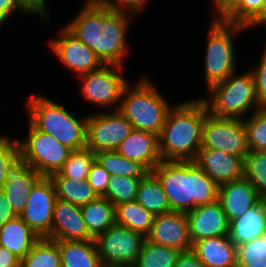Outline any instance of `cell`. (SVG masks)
I'll list each match as a JSON object with an SVG mask.
<instances>
[{"mask_svg": "<svg viewBox=\"0 0 266 267\" xmlns=\"http://www.w3.org/2000/svg\"><path fill=\"white\" fill-rule=\"evenodd\" d=\"M237 267H266V235L237 246Z\"/></svg>", "mask_w": 266, "mask_h": 267, "instance_id": "cell-40", "label": "cell"}, {"mask_svg": "<svg viewBox=\"0 0 266 267\" xmlns=\"http://www.w3.org/2000/svg\"><path fill=\"white\" fill-rule=\"evenodd\" d=\"M109 179L110 174L95 159L91 165L87 180L98 196H102L105 193Z\"/></svg>", "mask_w": 266, "mask_h": 267, "instance_id": "cell-44", "label": "cell"}, {"mask_svg": "<svg viewBox=\"0 0 266 267\" xmlns=\"http://www.w3.org/2000/svg\"><path fill=\"white\" fill-rule=\"evenodd\" d=\"M240 71L237 70L224 81L211 86L206 91L208 96L199 97L206 104L210 115L218 118L244 119L262 108L250 70Z\"/></svg>", "mask_w": 266, "mask_h": 267, "instance_id": "cell-6", "label": "cell"}, {"mask_svg": "<svg viewBox=\"0 0 266 267\" xmlns=\"http://www.w3.org/2000/svg\"><path fill=\"white\" fill-rule=\"evenodd\" d=\"M41 237L18 215L0 228V246L22 260Z\"/></svg>", "mask_w": 266, "mask_h": 267, "instance_id": "cell-25", "label": "cell"}, {"mask_svg": "<svg viewBox=\"0 0 266 267\" xmlns=\"http://www.w3.org/2000/svg\"><path fill=\"white\" fill-rule=\"evenodd\" d=\"M94 161L95 153L88 147L72 150L62 168L50 177H65L73 180L88 179V174Z\"/></svg>", "mask_w": 266, "mask_h": 267, "instance_id": "cell-34", "label": "cell"}, {"mask_svg": "<svg viewBox=\"0 0 266 267\" xmlns=\"http://www.w3.org/2000/svg\"><path fill=\"white\" fill-rule=\"evenodd\" d=\"M95 159L110 176L143 178L149 172L139 162L122 156L116 150L95 153Z\"/></svg>", "mask_w": 266, "mask_h": 267, "instance_id": "cell-31", "label": "cell"}, {"mask_svg": "<svg viewBox=\"0 0 266 267\" xmlns=\"http://www.w3.org/2000/svg\"><path fill=\"white\" fill-rule=\"evenodd\" d=\"M49 0H17L19 5L31 16L39 18L43 26L51 24L52 17L49 11ZM39 16V17H38Z\"/></svg>", "mask_w": 266, "mask_h": 267, "instance_id": "cell-43", "label": "cell"}, {"mask_svg": "<svg viewBox=\"0 0 266 267\" xmlns=\"http://www.w3.org/2000/svg\"><path fill=\"white\" fill-rule=\"evenodd\" d=\"M116 224L143 234H149L155 216L136 201L122 203L115 207Z\"/></svg>", "mask_w": 266, "mask_h": 267, "instance_id": "cell-29", "label": "cell"}, {"mask_svg": "<svg viewBox=\"0 0 266 267\" xmlns=\"http://www.w3.org/2000/svg\"><path fill=\"white\" fill-rule=\"evenodd\" d=\"M192 244L198 240L228 235L229 221L218 200L186 213Z\"/></svg>", "mask_w": 266, "mask_h": 267, "instance_id": "cell-16", "label": "cell"}, {"mask_svg": "<svg viewBox=\"0 0 266 267\" xmlns=\"http://www.w3.org/2000/svg\"><path fill=\"white\" fill-rule=\"evenodd\" d=\"M194 162L218 185L244 176V158L216 149H200Z\"/></svg>", "mask_w": 266, "mask_h": 267, "instance_id": "cell-17", "label": "cell"}, {"mask_svg": "<svg viewBox=\"0 0 266 267\" xmlns=\"http://www.w3.org/2000/svg\"><path fill=\"white\" fill-rule=\"evenodd\" d=\"M80 208L86 228L94 239L116 223L115 206L106 198L99 196Z\"/></svg>", "mask_w": 266, "mask_h": 267, "instance_id": "cell-27", "label": "cell"}, {"mask_svg": "<svg viewBox=\"0 0 266 267\" xmlns=\"http://www.w3.org/2000/svg\"><path fill=\"white\" fill-rule=\"evenodd\" d=\"M135 201L154 216L171 212L163 185L153 172H148L142 178Z\"/></svg>", "mask_w": 266, "mask_h": 267, "instance_id": "cell-28", "label": "cell"}, {"mask_svg": "<svg viewBox=\"0 0 266 267\" xmlns=\"http://www.w3.org/2000/svg\"><path fill=\"white\" fill-rule=\"evenodd\" d=\"M266 235V199L229 222L228 236L236 246Z\"/></svg>", "mask_w": 266, "mask_h": 267, "instance_id": "cell-23", "label": "cell"}, {"mask_svg": "<svg viewBox=\"0 0 266 267\" xmlns=\"http://www.w3.org/2000/svg\"><path fill=\"white\" fill-rule=\"evenodd\" d=\"M63 26L96 54V38L104 32V6L85 0Z\"/></svg>", "mask_w": 266, "mask_h": 267, "instance_id": "cell-20", "label": "cell"}, {"mask_svg": "<svg viewBox=\"0 0 266 267\" xmlns=\"http://www.w3.org/2000/svg\"><path fill=\"white\" fill-rule=\"evenodd\" d=\"M205 40V50H203V79L206 89L224 81L238 68V55L235 54L236 40L248 28L229 23L223 19H210Z\"/></svg>", "mask_w": 266, "mask_h": 267, "instance_id": "cell-5", "label": "cell"}, {"mask_svg": "<svg viewBox=\"0 0 266 267\" xmlns=\"http://www.w3.org/2000/svg\"><path fill=\"white\" fill-rule=\"evenodd\" d=\"M174 267H205V265L191 249L179 254Z\"/></svg>", "mask_w": 266, "mask_h": 267, "instance_id": "cell-48", "label": "cell"}, {"mask_svg": "<svg viewBox=\"0 0 266 267\" xmlns=\"http://www.w3.org/2000/svg\"><path fill=\"white\" fill-rule=\"evenodd\" d=\"M26 15L29 17V14L19 5L17 0H0V29L4 26L7 27V23H11L14 16L16 20L21 19L22 21V17L24 19L27 17Z\"/></svg>", "mask_w": 266, "mask_h": 267, "instance_id": "cell-45", "label": "cell"}, {"mask_svg": "<svg viewBox=\"0 0 266 267\" xmlns=\"http://www.w3.org/2000/svg\"><path fill=\"white\" fill-rule=\"evenodd\" d=\"M152 172L163 185L171 211L188 213L217 200L219 186L194 161L162 160Z\"/></svg>", "mask_w": 266, "mask_h": 267, "instance_id": "cell-2", "label": "cell"}, {"mask_svg": "<svg viewBox=\"0 0 266 267\" xmlns=\"http://www.w3.org/2000/svg\"><path fill=\"white\" fill-rule=\"evenodd\" d=\"M54 182L57 198L82 207L96 200L99 196L88 180H77L65 177H50Z\"/></svg>", "mask_w": 266, "mask_h": 267, "instance_id": "cell-30", "label": "cell"}, {"mask_svg": "<svg viewBox=\"0 0 266 267\" xmlns=\"http://www.w3.org/2000/svg\"><path fill=\"white\" fill-rule=\"evenodd\" d=\"M201 149H216L245 159L249 148L244 119L218 118L208 114L202 128Z\"/></svg>", "mask_w": 266, "mask_h": 267, "instance_id": "cell-12", "label": "cell"}, {"mask_svg": "<svg viewBox=\"0 0 266 267\" xmlns=\"http://www.w3.org/2000/svg\"><path fill=\"white\" fill-rule=\"evenodd\" d=\"M100 267H135L134 264H106L102 263Z\"/></svg>", "mask_w": 266, "mask_h": 267, "instance_id": "cell-50", "label": "cell"}, {"mask_svg": "<svg viewBox=\"0 0 266 267\" xmlns=\"http://www.w3.org/2000/svg\"><path fill=\"white\" fill-rule=\"evenodd\" d=\"M263 2V27L266 29V0H262Z\"/></svg>", "mask_w": 266, "mask_h": 267, "instance_id": "cell-51", "label": "cell"}, {"mask_svg": "<svg viewBox=\"0 0 266 267\" xmlns=\"http://www.w3.org/2000/svg\"><path fill=\"white\" fill-rule=\"evenodd\" d=\"M226 22L242 25L249 30L263 28L262 0H240L239 4L223 19Z\"/></svg>", "mask_w": 266, "mask_h": 267, "instance_id": "cell-35", "label": "cell"}, {"mask_svg": "<svg viewBox=\"0 0 266 267\" xmlns=\"http://www.w3.org/2000/svg\"><path fill=\"white\" fill-rule=\"evenodd\" d=\"M124 67L103 65L98 70L77 77L78 91L84 104L96 106L100 112L118 110L122 93L131 82L125 75Z\"/></svg>", "mask_w": 266, "mask_h": 267, "instance_id": "cell-7", "label": "cell"}, {"mask_svg": "<svg viewBox=\"0 0 266 267\" xmlns=\"http://www.w3.org/2000/svg\"><path fill=\"white\" fill-rule=\"evenodd\" d=\"M43 90L32 92L24 102L26 120L37 130L53 136L59 143L72 150L86 147L87 117L76 116L74 111L52 97L45 95Z\"/></svg>", "mask_w": 266, "mask_h": 267, "instance_id": "cell-3", "label": "cell"}, {"mask_svg": "<svg viewBox=\"0 0 266 267\" xmlns=\"http://www.w3.org/2000/svg\"><path fill=\"white\" fill-rule=\"evenodd\" d=\"M133 130V125L118 110L89 112L86 147L94 153L117 150Z\"/></svg>", "mask_w": 266, "mask_h": 267, "instance_id": "cell-10", "label": "cell"}, {"mask_svg": "<svg viewBox=\"0 0 266 267\" xmlns=\"http://www.w3.org/2000/svg\"><path fill=\"white\" fill-rule=\"evenodd\" d=\"M145 239L143 234L115 223L95 242L102 263L134 264Z\"/></svg>", "mask_w": 266, "mask_h": 267, "instance_id": "cell-13", "label": "cell"}, {"mask_svg": "<svg viewBox=\"0 0 266 267\" xmlns=\"http://www.w3.org/2000/svg\"><path fill=\"white\" fill-rule=\"evenodd\" d=\"M146 75H138L135 82H130L125 87L118 111L134 129L159 136L175 103L172 104L170 99H166L164 91L158 90L150 75Z\"/></svg>", "mask_w": 266, "mask_h": 267, "instance_id": "cell-4", "label": "cell"}, {"mask_svg": "<svg viewBox=\"0 0 266 267\" xmlns=\"http://www.w3.org/2000/svg\"><path fill=\"white\" fill-rule=\"evenodd\" d=\"M41 177L35 169L20 162L4 183L2 190L17 215L24 210L28 194Z\"/></svg>", "mask_w": 266, "mask_h": 267, "instance_id": "cell-24", "label": "cell"}, {"mask_svg": "<svg viewBox=\"0 0 266 267\" xmlns=\"http://www.w3.org/2000/svg\"><path fill=\"white\" fill-rule=\"evenodd\" d=\"M266 42V41H264ZM264 45V49H261V55L259 54V58L257 57V62L255 65L250 67L249 70L254 79V85L256 88V95L258 101L262 107L266 106V43Z\"/></svg>", "mask_w": 266, "mask_h": 267, "instance_id": "cell-41", "label": "cell"}, {"mask_svg": "<svg viewBox=\"0 0 266 267\" xmlns=\"http://www.w3.org/2000/svg\"><path fill=\"white\" fill-rule=\"evenodd\" d=\"M61 267H100L95 240H59Z\"/></svg>", "mask_w": 266, "mask_h": 267, "instance_id": "cell-26", "label": "cell"}, {"mask_svg": "<svg viewBox=\"0 0 266 267\" xmlns=\"http://www.w3.org/2000/svg\"><path fill=\"white\" fill-rule=\"evenodd\" d=\"M141 180L142 178L112 175L105 193L101 197L108 199L115 207L122 203L135 201Z\"/></svg>", "mask_w": 266, "mask_h": 267, "instance_id": "cell-36", "label": "cell"}, {"mask_svg": "<svg viewBox=\"0 0 266 267\" xmlns=\"http://www.w3.org/2000/svg\"><path fill=\"white\" fill-rule=\"evenodd\" d=\"M17 216L11 204L8 202L5 193L0 189V228Z\"/></svg>", "mask_w": 266, "mask_h": 267, "instance_id": "cell-47", "label": "cell"}, {"mask_svg": "<svg viewBox=\"0 0 266 267\" xmlns=\"http://www.w3.org/2000/svg\"><path fill=\"white\" fill-rule=\"evenodd\" d=\"M244 176L266 199V151H249L244 159Z\"/></svg>", "mask_w": 266, "mask_h": 267, "instance_id": "cell-37", "label": "cell"}, {"mask_svg": "<svg viewBox=\"0 0 266 267\" xmlns=\"http://www.w3.org/2000/svg\"><path fill=\"white\" fill-rule=\"evenodd\" d=\"M113 11L128 12L141 17L151 0H91ZM148 3V4H147ZM144 9V10H143ZM142 12V13H141Z\"/></svg>", "mask_w": 266, "mask_h": 267, "instance_id": "cell-42", "label": "cell"}, {"mask_svg": "<svg viewBox=\"0 0 266 267\" xmlns=\"http://www.w3.org/2000/svg\"><path fill=\"white\" fill-rule=\"evenodd\" d=\"M20 262L17 256L0 246V267H20Z\"/></svg>", "mask_w": 266, "mask_h": 267, "instance_id": "cell-49", "label": "cell"}, {"mask_svg": "<svg viewBox=\"0 0 266 267\" xmlns=\"http://www.w3.org/2000/svg\"><path fill=\"white\" fill-rule=\"evenodd\" d=\"M192 251L205 267H237V246L228 235L198 240Z\"/></svg>", "mask_w": 266, "mask_h": 267, "instance_id": "cell-22", "label": "cell"}, {"mask_svg": "<svg viewBox=\"0 0 266 267\" xmlns=\"http://www.w3.org/2000/svg\"><path fill=\"white\" fill-rule=\"evenodd\" d=\"M217 200L230 222L241 217L246 211L258 204L262 198L255 186L243 176L238 180L220 185Z\"/></svg>", "mask_w": 266, "mask_h": 267, "instance_id": "cell-18", "label": "cell"}, {"mask_svg": "<svg viewBox=\"0 0 266 267\" xmlns=\"http://www.w3.org/2000/svg\"><path fill=\"white\" fill-rule=\"evenodd\" d=\"M47 238L55 241L95 240L86 228L81 208L58 198L54 204L51 234Z\"/></svg>", "mask_w": 266, "mask_h": 267, "instance_id": "cell-19", "label": "cell"}, {"mask_svg": "<svg viewBox=\"0 0 266 267\" xmlns=\"http://www.w3.org/2000/svg\"><path fill=\"white\" fill-rule=\"evenodd\" d=\"M181 251L145 239L134 263L135 267H174Z\"/></svg>", "mask_w": 266, "mask_h": 267, "instance_id": "cell-33", "label": "cell"}, {"mask_svg": "<svg viewBox=\"0 0 266 267\" xmlns=\"http://www.w3.org/2000/svg\"><path fill=\"white\" fill-rule=\"evenodd\" d=\"M146 239L181 252L192 249L186 213L171 211L155 216Z\"/></svg>", "mask_w": 266, "mask_h": 267, "instance_id": "cell-15", "label": "cell"}, {"mask_svg": "<svg viewBox=\"0 0 266 267\" xmlns=\"http://www.w3.org/2000/svg\"><path fill=\"white\" fill-rule=\"evenodd\" d=\"M240 0H210V19H224L238 4Z\"/></svg>", "mask_w": 266, "mask_h": 267, "instance_id": "cell-46", "label": "cell"}, {"mask_svg": "<svg viewBox=\"0 0 266 267\" xmlns=\"http://www.w3.org/2000/svg\"><path fill=\"white\" fill-rule=\"evenodd\" d=\"M208 114L206 104L197 96L178 101L158 136L162 160L194 161L201 149L202 128Z\"/></svg>", "mask_w": 266, "mask_h": 267, "instance_id": "cell-1", "label": "cell"}, {"mask_svg": "<svg viewBox=\"0 0 266 267\" xmlns=\"http://www.w3.org/2000/svg\"><path fill=\"white\" fill-rule=\"evenodd\" d=\"M26 135L18 137L20 161L32 167L41 176L57 173L72 151L53 136L35 129L28 121Z\"/></svg>", "mask_w": 266, "mask_h": 267, "instance_id": "cell-8", "label": "cell"}, {"mask_svg": "<svg viewBox=\"0 0 266 267\" xmlns=\"http://www.w3.org/2000/svg\"><path fill=\"white\" fill-rule=\"evenodd\" d=\"M59 28L61 29H58V37L54 35L45 39L48 50L58 60L57 64L66 68L70 71L69 73L72 72L75 78L98 70L104 65L88 46L72 35L63 25Z\"/></svg>", "mask_w": 266, "mask_h": 267, "instance_id": "cell-11", "label": "cell"}, {"mask_svg": "<svg viewBox=\"0 0 266 267\" xmlns=\"http://www.w3.org/2000/svg\"><path fill=\"white\" fill-rule=\"evenodd\" d=\"M136 17L128 12L113 11L104 7L103 31L96 38V55L104 65L125 66L131 45L128 35L130 25ZM132 51V52H131Z\"/></svg>", "mask_w": 266, "mask_h": 267, "instance_id": "cell-9", "label": "cell"}, {"mask_svg": "<svg viewBox=\"0 0 266 267\" xmlns=\"http://www.w3.org/2000/svg\"><path fill=\"white\" fill-rule=\"evenodd\" d=\"M20 267H61L58 243L46 237L40 238L21 260Z\"/></svg>", "mask_w": 266, "mask_h": 267, "instance_id": "cell-32", "label": "cell"}, {"mask_svg": "<svg viewBox=\"0 0 266 267\" xmlns=\"http://www.w3.org/2000/svg\"><path fill=\"white\" fill-rule=\"evenodd\" d=\"M56 199L54 182L42 176L28 194L26 206L19 215L41 238L51 234Z\"/></svg>", "mask_w": 266, "mask_h": 267, "instance_id": "cell-14", "label": "cell"}, {"mask_svg": "<svg viewBox=\"0 0 266 267\" xmlns=\"http://www.w3.org/2000/svg\"><path fill=\"white\" fill-rule=\"evenodd\" d=\"M0 134V189L20 161L18 138L9 132ZM10 135V136H9Z\"/></svg>", "mask_w": 266, "mask_h": 267, "instance_id": "cell-38", "label": "cell"}, {"mask_svg": "<svg viewBox=\"0 0 266 267\" xmlns=\"http://www.w3.org/2000/svg\"><path fill=\"white\" fill-rule=\"evenodd\" d=\"M116 151L130 160L139 162L149 172L162 161L158 136L147 131L134 129Z\"/></svg>", "mask_w": 266, "mask_h": 267, "instance_id": "cell-21", "label": "cell"}, {"mask_svg": "<svg viewBox=\"0 0 266 267\" xmlns=\"http://www.w3.org/2000/svg\"><path fill=\"white\" fill-rule=\"evenodd\" d=\"M249 151H266V107L244 118Z\"/></svg>", "mask_w": 266, "mask_h": 267, "instance_id": "cell-39", "label": "cell"}]
</instances>
